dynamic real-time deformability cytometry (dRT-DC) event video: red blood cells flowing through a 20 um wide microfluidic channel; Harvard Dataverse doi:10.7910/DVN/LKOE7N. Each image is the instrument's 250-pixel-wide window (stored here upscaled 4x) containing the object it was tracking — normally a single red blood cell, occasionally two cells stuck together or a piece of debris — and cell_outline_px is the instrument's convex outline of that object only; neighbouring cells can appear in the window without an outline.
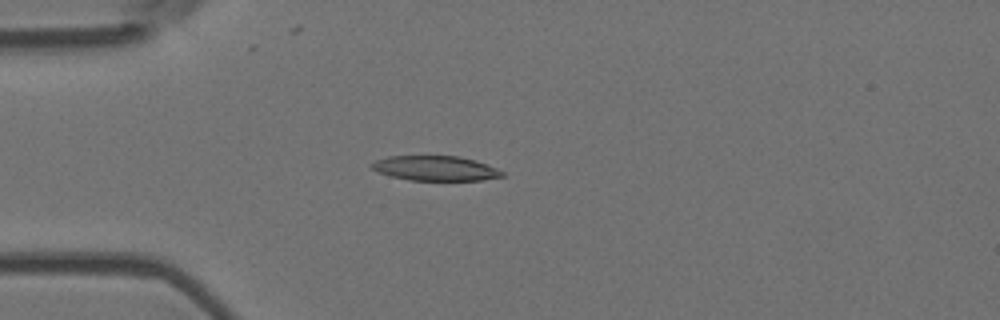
{"species": "Egyptian fruit bat (a non-hibernating species)", "species_latin": "Rousettus aegyptiacus", "temperature_condition": "room temperature", "stored_images_in_passage": 4, "camera_frame_rate_fps": 3000, "um_per_image_px": 0.085, "animal": {"sex": "female"}, "frame": {"image": 1, "passage_image": 4, "time_ms": 1.0, "image_size_px": [1000, 320], "cell_outline_px": [[504, 176], [484, 180], [408, 180], [392, 176], [380, 172], [372, 168], [372, 164], [376, 160], [388, 156], [460, 156], [476, 160], [496, 168], [504, 172]], "centroid_in_image_um": [37.06, 14.3], "position_along_channel_um": 47.9, "area_um2": 18.73}}